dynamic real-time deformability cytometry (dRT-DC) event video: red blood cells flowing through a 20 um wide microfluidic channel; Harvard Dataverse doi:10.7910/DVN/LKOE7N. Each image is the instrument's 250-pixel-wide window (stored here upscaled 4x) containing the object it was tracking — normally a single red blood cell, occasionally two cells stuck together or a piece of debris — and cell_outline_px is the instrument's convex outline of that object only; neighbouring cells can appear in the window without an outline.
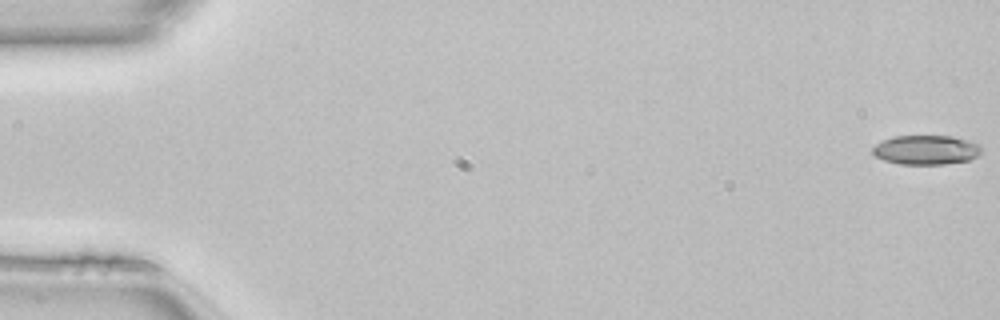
{"species": "common noctule bat (a hibernating species)", "species_latin": "Nyctalus noctula", "temperature_condition": "room temperature", "stored_images_in_passage": 50, "camera_frame_rate_fps": 3000, "um_per_image_px": 0.085, "animal": {"sex": "female", "body_mass_g": 22.7, "forearm_length_mm": 54.2}, "frame": {"image": 1, "passage_image": 1, "time_ms": 0.0, "image_size_px": [1000, 320], "cell_outline_px": [[980, 152], [976, 156], [968, 160], [944, 164], [900, 164], [884, 160], [876, 156], [872, 152], [872, 148], [876, 144], [884, 140], [896, 136], [952, 136], [976, 144], [980, 148]], "centroid_in_image_um": [78.66, 12.75], "position_along_channel_um": 6.3, "area_um2": 18.21}}
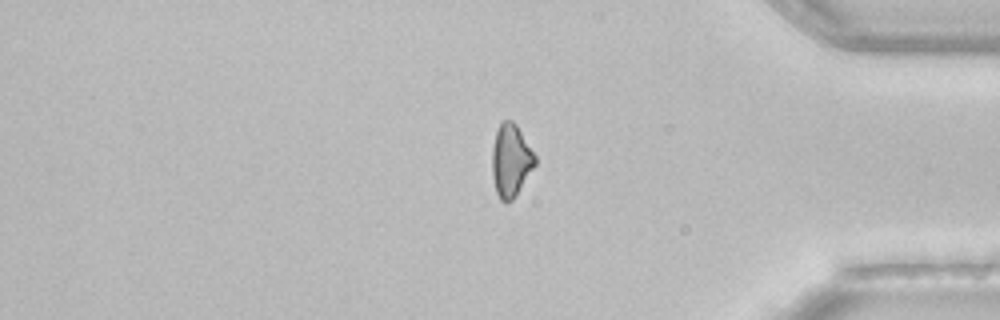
{"frame": {"image": 2, "passage_image": 42, "time_ms": 13.667, "image_size_px": [1000, 320], "cell_outline_px": [[536, 164], [516, 196], [512, 200], [504, 204], [500, 200], [496, 192], [492, 176], [492, 148], [496, 132], [500, 124], [504, 120], [512, 120], [516, 124], [536, 156]], "centroid_in_image_um": [43.42, 13.67], "position_along_channel_um": 391.8, "area_um2": 18.26}}
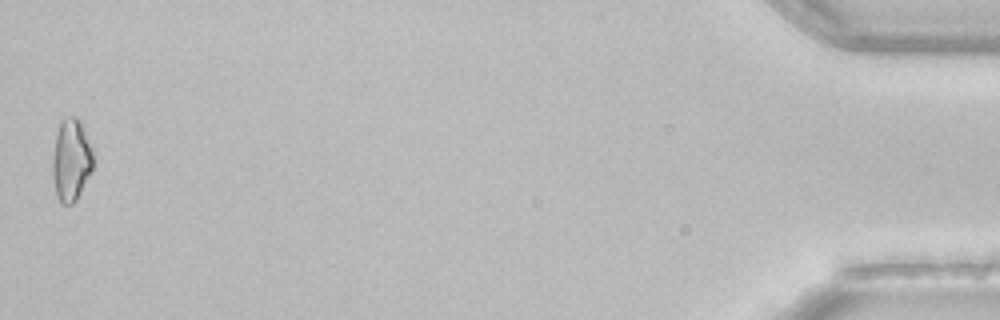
{"frame": {"image": 3, "passage_image": 50, "time_ms": 16.333, "image_size_px": [1000, 320], "cell_outline_px": [[92, 168], [76, 200], [72, 204], [60, 204], [56, 196], [52, 172], [52, 156], [56, 132], [60, 120], [64, 116], [76, 116], [84, 124], [92, 148]], "centroid_in_image_um": [6.02, 13.53], "position_along_channel_um": 429.2, "area_um2": 19.83}}